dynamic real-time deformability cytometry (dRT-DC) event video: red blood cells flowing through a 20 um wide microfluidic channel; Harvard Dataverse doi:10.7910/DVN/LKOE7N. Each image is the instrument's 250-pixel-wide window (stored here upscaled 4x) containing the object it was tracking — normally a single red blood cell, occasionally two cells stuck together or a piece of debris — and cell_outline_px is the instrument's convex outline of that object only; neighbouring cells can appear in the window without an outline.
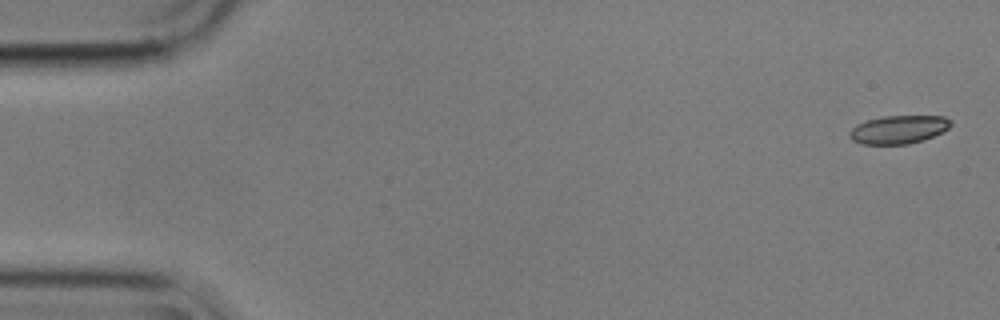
{"species": "common noctule bat (a hibernating species)", "species_latin": "Nyctalus noctula", "temperature_condition": "cold", "stored_images_in_passage": 4, "camera_frame_rate_fps": 3000, "um_per_image_px": 0.085, "animal": {"sex": "male", "body_mass_g": 17.9}, "frame": {"image": 1, "passage_image": 1, "time_ms": 0.0, "image_size_px": [1000, 320], "cell_outline_px": [[952, 124], [948, 128], [932, 136], [908, 144], [860, 144], [852, 140], [848, 136], [848, 132], [856, 124], [868, 120], [884, 116], [944, 116], [952, 120]], "centroid_in_image_um": [76.34, 11.0], "position_along_channel_um": 8.7, "area_um2": 16.59}}